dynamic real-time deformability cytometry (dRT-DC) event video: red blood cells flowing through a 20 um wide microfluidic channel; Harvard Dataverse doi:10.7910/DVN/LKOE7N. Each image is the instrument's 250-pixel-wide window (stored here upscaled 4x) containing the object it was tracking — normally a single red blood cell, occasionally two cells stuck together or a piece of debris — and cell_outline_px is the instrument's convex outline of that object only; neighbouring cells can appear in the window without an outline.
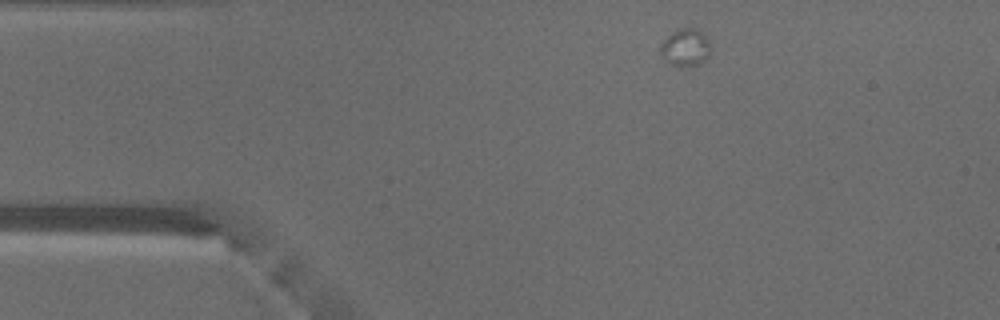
{"species": "common noctule bat (a hibernating species)", "species_latin": "Nyctalus noctula", "temperature_condition": "warm", "stored_images_in_passage": 4, "segment_of_instrument_passage": [1, 2], "camera_frame_rate_fps": 3000, "um_per_image_px": 0.085, "animal": {"sex": "male", "body_mass_g": 18.8}, "frame": {"image": 1, "passage_image": 1, "time_ms": 0.0, "image_size_px": [1000, 320], "cell_outline_px": [[712, 48], [708, 56], [704, 60], [696, 64], [680, 68], [668, 64], [660, 52], [660, 48], [664, 40], [672, 32], [684, 28], [692, 28], [700, 32], [708, 40]], "centroid_in_image_um": [58.25, 4.07], "position_along_channel_um": 26.7, "area_um2": 10.81}}